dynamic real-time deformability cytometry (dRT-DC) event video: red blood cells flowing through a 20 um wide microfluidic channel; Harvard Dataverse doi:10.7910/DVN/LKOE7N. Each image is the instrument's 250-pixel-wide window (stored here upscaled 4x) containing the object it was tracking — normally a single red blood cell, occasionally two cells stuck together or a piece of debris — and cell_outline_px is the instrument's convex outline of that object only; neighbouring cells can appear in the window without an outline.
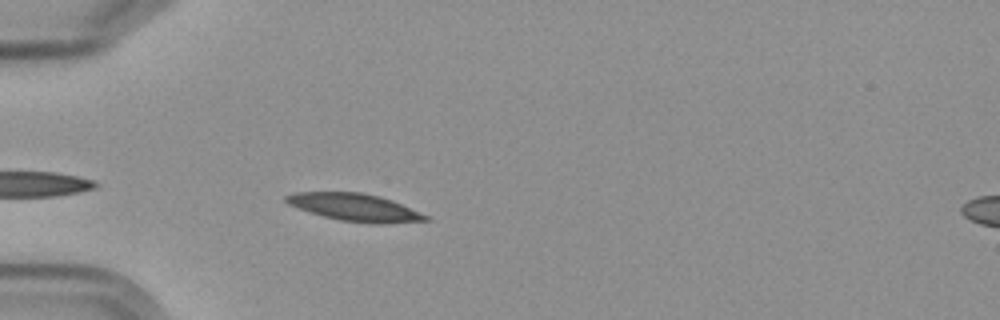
{"species": "Egyptian fruit bat (a non-hibernating species)", "species_latin": "Rousettus aegyptiacus", "temperature_condition": "cold", "stored_images_in_passage": 4, "camera_frame_rate_fps": 3000, "um_per_image_px": 0.085, "frame": {"image": 1, "passage_image": 4, "time_ms": 3.667, "image_size_px": [1000, 320], "cell_outline_px": [[432, 220], [384, 224], [372, 224], [340, 220], [324, 216], [288, 204], [284, 200], [284, 196], [296, 192], [364, 192], [380, 196], [392, 200], [428, 216]], "centroid_in_image_um": [30.19, 17.62], "position_along_channel_um": 54.8, "area_um2": 22.25}}